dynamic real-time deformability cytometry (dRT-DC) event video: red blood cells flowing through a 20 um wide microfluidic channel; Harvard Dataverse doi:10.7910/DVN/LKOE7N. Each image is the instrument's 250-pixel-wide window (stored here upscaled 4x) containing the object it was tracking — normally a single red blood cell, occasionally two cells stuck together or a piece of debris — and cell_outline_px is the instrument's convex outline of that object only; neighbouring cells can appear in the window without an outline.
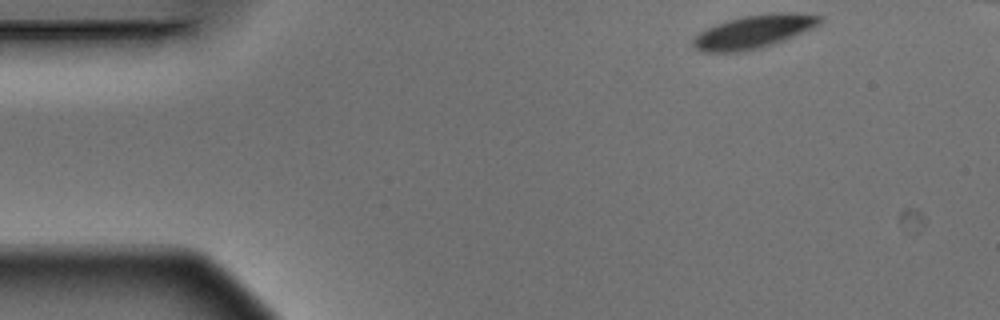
{"species": "Egyptian fruit bat (a non-hibernating species)", "species_latin": "Rousettus aegyptiacus", "temperature_condition": "warm", "stored_images_in_passage": 4, "camera_frame_rate_fps": 3000, "um_per_image_px": 0.085, "animal": {"sex": "male"}, "frame": {"image": 1, "passage_image": 1, "time_ms": 0.0, "image_size_px": [1000, 320], "cell_outline_px": [[824, 16], [816, 24], [800, 32], [772, 44], [744, 52], [700, 52], [692, 44], [692, 40], [700, 32], [716, 24], [728, 20], [744, 16], [772, 12], [792, 12]], "centroid_in_image_um": [63.99, 2.69], "position_along_channel_um": 21.0, "area_um2": 23.99}}